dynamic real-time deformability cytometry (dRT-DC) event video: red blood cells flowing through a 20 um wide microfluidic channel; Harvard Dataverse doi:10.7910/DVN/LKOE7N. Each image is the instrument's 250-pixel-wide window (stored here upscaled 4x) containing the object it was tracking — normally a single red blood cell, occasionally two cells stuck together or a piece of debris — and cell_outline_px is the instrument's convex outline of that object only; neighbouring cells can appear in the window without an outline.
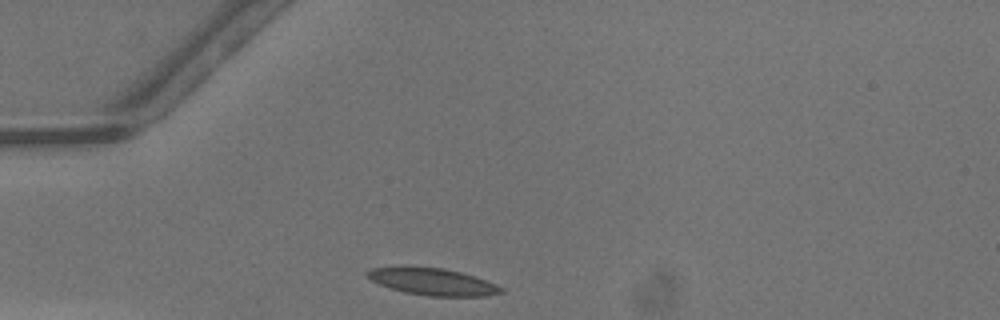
{"species": "common noctule bat (a hibernating species)", "species_latin": "Nyctalus noctula", "temperature_condition": "warm", "stored_images_in_passage": 18, "camera_frame_rate_fps": 3000, "um_per_image_px": 0.085, "animal": {"sex": "male", "body_mass_g": 13.3}, "frame": {"image": 1, "passage_image": 1, "time_ms": 0.0, "image_size_px": [1000, 320], "cell_outline_px": [[504, 292], [484, 296], [428, 296], [404, 292], [388, 288], [364, 276], [364, 272], [372, 268], [396, 264], [404, 264], [444, 268], [460, 272], [496, 284], [504, 288]], "centroid_in_image_um": [36.65, 23.9], "position_along_channel_um": 48.4, "area_um2": 21.73}}
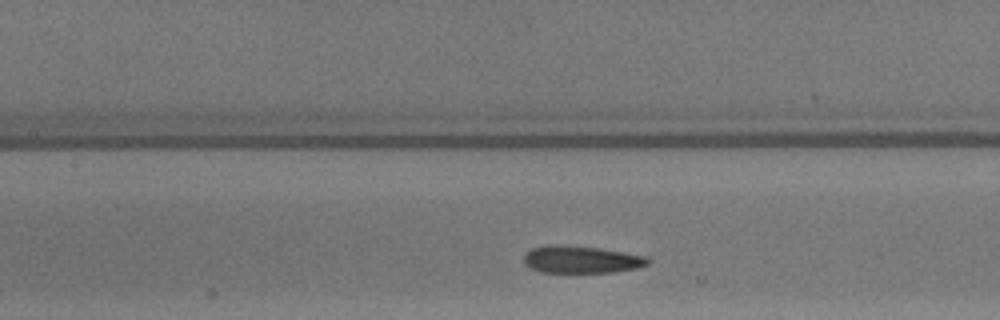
{"frame": {"image": 2, "passage_image": 10, "time_ms": 3.0, "image_size_px": [1000, 320], "cell_outline_px": [[652, 260], [648, 264], [636, 268], [612, 272], [540, 272], [524, 264], [524, 256], [532, 248], [548, 244], [556, 244], [596, 248], [648, 256]], "centroid_in_image_um": [49.41, 22.05], "position_along_channel_um": 158.0, "area_um2": 19.59}}
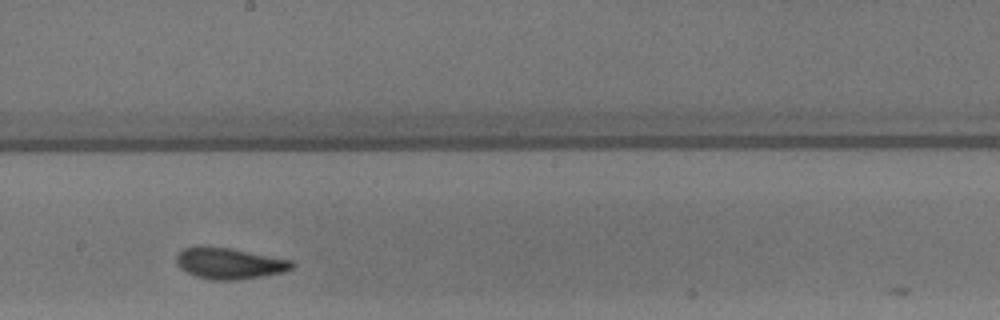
{"frame": {"image": 3, "passage_image": 15, "time_ms": 4.667, "image_size_px": [1000, 320], "cell_outline_px": [[296, 264], [292, 268], [284, 272], [236, 280], [212, 280], [196, 276], [180, 268], [176, 264], [176, 256], [184, 248], [196, 244], [200, 244], [228, 248], [292, 260]], "centroid_in_image_um": [19.45, 22.37], "position_along_channel_um": 228.7, "area_um2": 21.1}}